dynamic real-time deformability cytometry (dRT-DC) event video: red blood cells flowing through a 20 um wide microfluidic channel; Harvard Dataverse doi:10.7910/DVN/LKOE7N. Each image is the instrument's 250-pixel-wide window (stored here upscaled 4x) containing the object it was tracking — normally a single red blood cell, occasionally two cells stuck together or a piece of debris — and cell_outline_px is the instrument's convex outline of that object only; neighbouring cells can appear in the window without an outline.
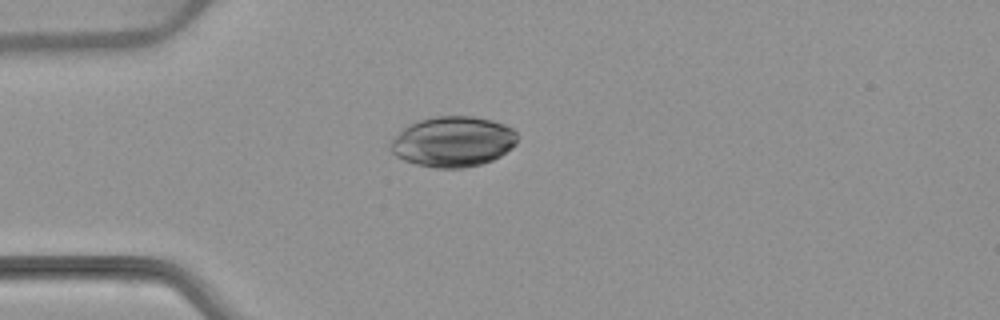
{"species": "common noctule bat (a hibernating species)", "species_latin": "Nyctalus noctula", "temperature_condition": "warm", "stored_images_in_passage": 40, "camera_frame_rate_fps": 3000, "um_per_image_px": 0.085, "animal": {"sex": "female", "body_mass_g": 22.7, "forearm_length_mm": 54.2}, "frame": {"image": 1, "passage_image": 1, "time_ms": 0.0, "image_size_px": [1000, 320], "cell_outline_px": [[516, 144], [512, 148], [500, 156], [492, 160], [480, 164], [464, 168], [436, 168], [416, 164], [404, 160], [396, 156], [388, 148], [388, 144], [408, 124], [420, 120], [436, 116], [476, 116], [492, 120], [504, 124], [512, 128], [516, 132]], "centroid_in_image_um": [38.5, 12.04], "position_along_channel_um": 46.5, "area_um2": 37.34}}
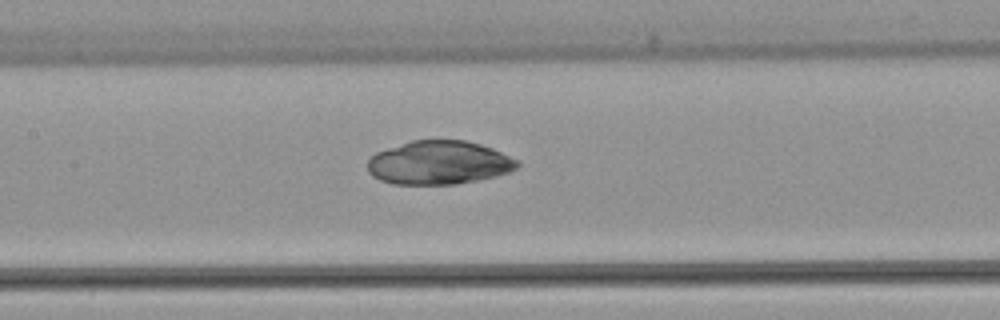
{"frame": {"image": 2, "passage_image": 12, "time_ms": 3.667, "image_size_px": [1000, 320], "cell_outline_px": [[520, 164], [516, 168], [508, 172], [496, 176], [456, 184], [392, 184], [380, 180], [372, 176], [368, 172], [368, 160], [376, 152], [412, 140], [464, 140], [480, 144], [492, 148], [520, 160]], "centroid_in_image_um": [37.32, 13.83], "position_along_channel_um": 170.1, "area_um2": 38.09}}
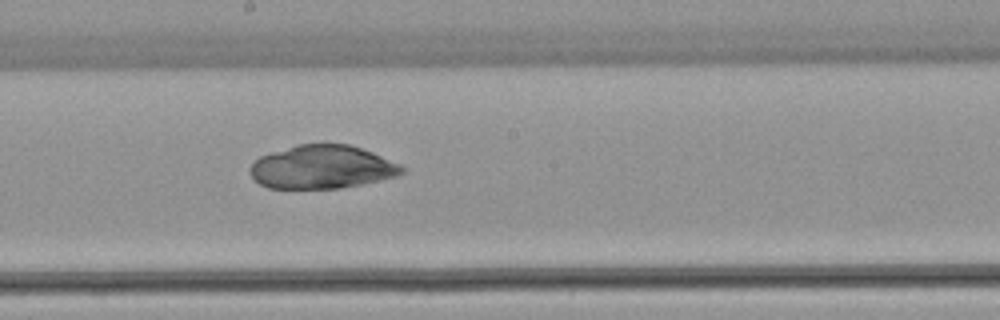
{"frame": {"image": 3, "passage_image": 16, "time_ms": 5.0, "image_size_px": [1000, 320], "cell_outline_px": [[404, 172], [396, 176], [380, 180], [340, 188], [268, 188], [260, 184], [252, 176], [248, 168], [260, 156], [296, 144], [348, 144], [372, 152], [400, 164], [404, 168]], "centroid_in_image_um": [27.36, 14.2], "position_along_channel_um": 220.8, "area_um2": 38.15}}